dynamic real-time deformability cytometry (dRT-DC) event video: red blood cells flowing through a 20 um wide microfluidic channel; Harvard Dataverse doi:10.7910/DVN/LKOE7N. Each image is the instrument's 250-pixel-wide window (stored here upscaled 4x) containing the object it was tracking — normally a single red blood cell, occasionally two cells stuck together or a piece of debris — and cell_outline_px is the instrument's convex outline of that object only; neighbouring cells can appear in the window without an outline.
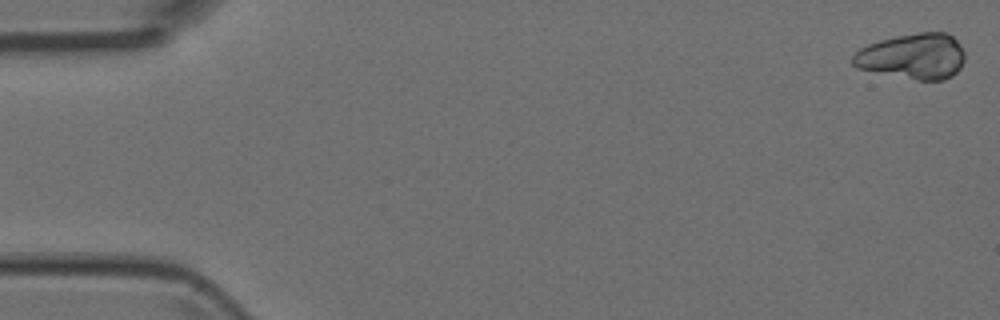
{"species": "Egyptian fruit bat (a non-hibernating species)", "species_latin": "Rousettus aegyptiacus", "temperature_condition": "room temperature", "stored_images_in_passage": 6, "camera_frame_rate_fps": 3000, "um_per_image_px": 0.085, "animal": {"sex": "female"}, "frame": {"image": 1, "passage_image": 1, "time_ms": 0.0, "image_size_px": [1000, 320], "cell_outline_px": [[964, 60], [960, 68], [952, 76], [944, 80], [916, 80], [856, 68], [852, 64], [852, 56], [860, 48], [868, 44], [880, 40], [896, 36], [920, 32], [948, 32], [956, 40], [964, 52]], "centroid_in_image_um": [77.58, 4.79], "position_along_channel_um": 7.4, "area_um2": 29.88}}
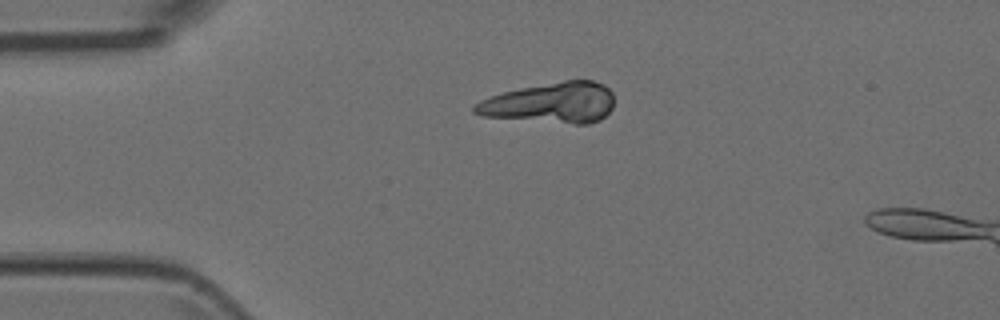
{"frame": {"image": 2, "passage_image": 4, "time_ms": 1.0, "image_size_px": [1000, 320], "cell_outline_px": [[612, 108], [600, 120], [588, 124], [576, 124], [480, 116], [472, 112], [472, 108], [480, 100], [504, 92], [520, 88], [564, 80], [592, 80], [604, 84], [612, 92]], "centroid_in_image_um": [46.83, 8.74], "position_along_channel_um": 38.2, "area_um2": 32.89}}